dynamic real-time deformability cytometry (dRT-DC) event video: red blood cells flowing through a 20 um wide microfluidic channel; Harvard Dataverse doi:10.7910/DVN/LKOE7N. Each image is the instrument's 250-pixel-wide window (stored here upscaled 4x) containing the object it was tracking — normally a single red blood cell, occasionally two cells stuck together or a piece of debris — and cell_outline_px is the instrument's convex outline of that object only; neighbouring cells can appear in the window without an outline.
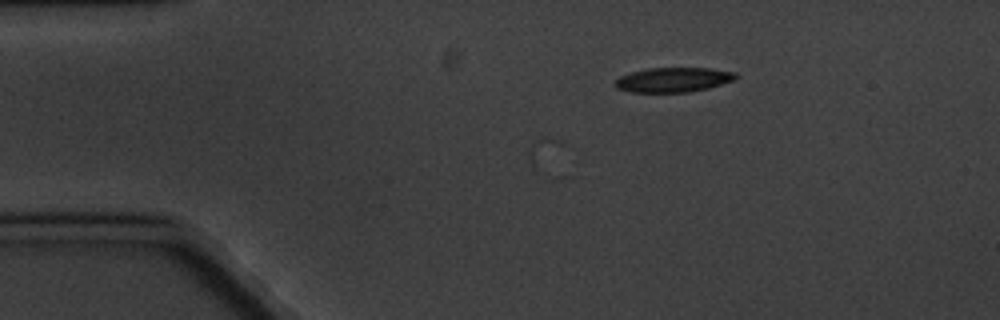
{"species": "common noctule bat (a hibernating species)", "species_latin": "Nyctalus noctula", "temperature_condition": "cold", "stored_images_in_passage": 2, "camera_frame_rate_fps": 3000, "um_per_image_px": 0.085, "animal": {"sex": "male", "body_mass_g": 20.1, "forearm_length_mm": 53.5}, "frame": {"image": 1, "passage_image": 2, "time_ms": 1.333, "image_size_px": [1000, 320], "cell_outline_px": [[740, 76], [736, 80], [708, 88], [688, 92], [628, 92], [616, 88], [612, 84], [620, 76], [632, 72], [648, 68], [708, 68], [736, 72]], "centroid_in_image_um": [57.25, 6.78], "position_along_channel_um": 27.8, "area_um2": 17.51}}